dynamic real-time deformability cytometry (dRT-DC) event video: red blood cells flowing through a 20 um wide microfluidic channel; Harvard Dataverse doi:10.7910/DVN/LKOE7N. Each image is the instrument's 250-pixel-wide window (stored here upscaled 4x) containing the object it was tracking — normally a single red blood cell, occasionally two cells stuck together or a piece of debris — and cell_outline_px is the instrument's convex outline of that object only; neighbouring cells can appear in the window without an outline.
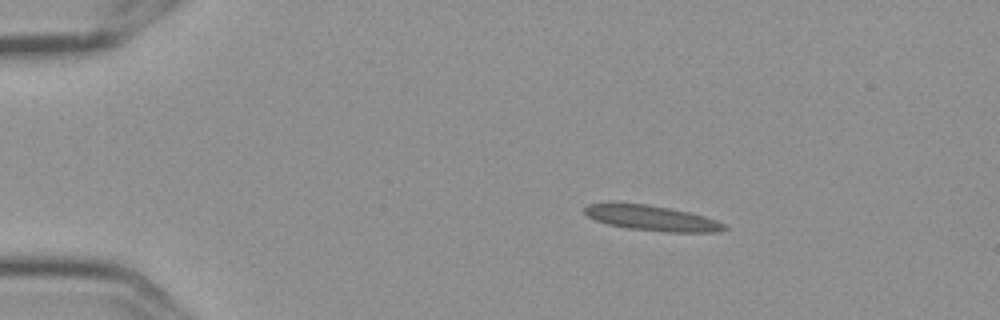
{"species": "Egyptian fruit bat (a non-hibernating species)", "species_latin": "Rousettus aegyptiacus", "temperature_condition": "cold", "stored_images_in_passage": 4, "camera_frame_rate_fps": 3000, "um_per_image_px": 0.085, "frame": {"image": 1, "passage_image": 2, "time_ms": 0.333, "image_size_px": [1000, 320], "cell_outline_px": [[728, 228], [720, 232], [668, 232], [628, 228], [608, 224], [596, 220], [588, 216], [584, 212], [584, 208], [588, 204], [608, 200], [612, 200], [644, 204], [668, 208], [688, 212], [704, 216], [728, 224]], "centroid_in_image_um": [55.36, 18.5], "position_along_channel_um": 29.6, "area_um2": 21.04}}